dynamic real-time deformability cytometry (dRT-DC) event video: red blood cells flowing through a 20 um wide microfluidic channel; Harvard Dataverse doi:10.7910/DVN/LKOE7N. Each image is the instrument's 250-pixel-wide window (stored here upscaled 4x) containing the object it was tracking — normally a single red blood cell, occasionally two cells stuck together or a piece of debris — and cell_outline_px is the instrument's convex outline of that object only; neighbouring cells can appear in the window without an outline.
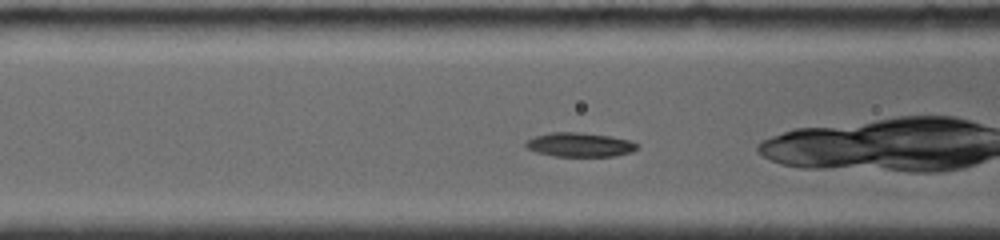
{"species": "common noctule bat (a hibernating species)", "species_latin": "Nyctalus noctula", "temperature_condition": "room temperature", "stored_images_in_passage": 36, "camera_frame_rate_fps": 4000, "um_per_image_px": 0.085, "animal": {"sex": "female", "body_mass_g": 19.0, "forearm_length_mm": 56.7}, "frame": {"image": 1, "passage_image": 8, "time_ms": 1.25, "image_size_px": [1000, 240], "cell_outline_px": [[636, 148], [632, 152], [612, 156], [552, 156], [536, 152], [528, 148], [524, 144], [528, 140], [536, 136], [552, 132], [580, 132], [608, 136], [632, 140], [636, 144]], "centroid_in_image_um": [49.27, 12.3], "position_along_channel_um": 117.3, "area_um2": 15.49}}
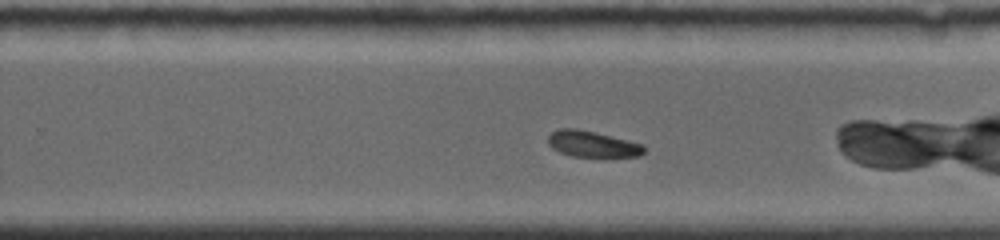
{"frame": {"image": 2, "passage_image": 22, "time_ms": 5.5, "image_size_px": [1000, 240], "cell_outline_px": [[648, 148], [640, 156], [572, 156], [560, 152], [552, 148], [548, 144], [548, 136], [552, 132], [560, 128], [576, 128], [596, 132], [644, 144]], "centroid_in_image_um": [50.37, 12.23], "position_along_channel_um": 279.4, "area_um2": 14.62}}